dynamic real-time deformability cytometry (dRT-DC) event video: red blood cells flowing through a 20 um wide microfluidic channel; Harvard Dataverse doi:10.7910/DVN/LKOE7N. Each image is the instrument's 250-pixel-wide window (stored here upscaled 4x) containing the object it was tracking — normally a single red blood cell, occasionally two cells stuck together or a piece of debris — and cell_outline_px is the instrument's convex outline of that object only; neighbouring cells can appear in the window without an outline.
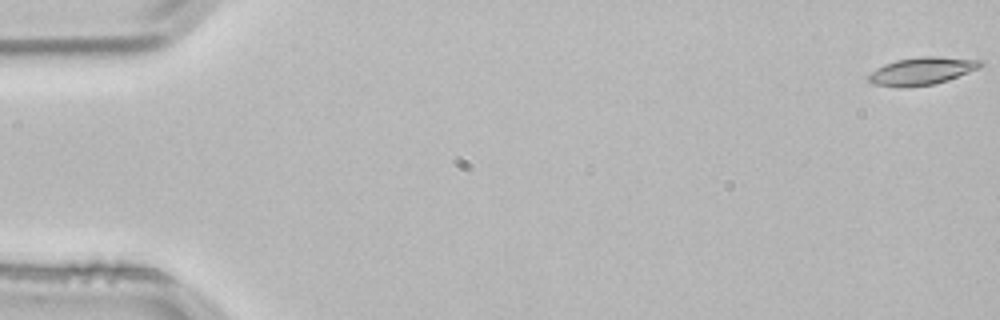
{"species": "common noctule bat (a hibernating species)", "species_latin": "Nyctalus noctula", "temperature_condition": "room temperature", "stored_images_in_passage": 4, "segment_of_instrument_passage": [2, 2], "camera_frame_rate_fps": 3000, "um_per_image_px": 0.085, "animal": {"sex": "male", "body_mass_g": 21.5, "forearm_length_mm": 52.0}, "frame": {"image": 1, "passage_image": 4, "time_ms": 1.0, "image_size_px": [1000, 320], "cell_outline_px": [[984, 64], [980, 68], [948, 80], [932, 84], [872, 84], [868, 80], [868, 76], [876, 68], [884, 64], [896, 60], [920, 56], [936, 56], [984, 60]], "centroid_in_image_um": [78.46, 5.97], "position_along_channel_um": 6.5, "area_um2": 17.28}}